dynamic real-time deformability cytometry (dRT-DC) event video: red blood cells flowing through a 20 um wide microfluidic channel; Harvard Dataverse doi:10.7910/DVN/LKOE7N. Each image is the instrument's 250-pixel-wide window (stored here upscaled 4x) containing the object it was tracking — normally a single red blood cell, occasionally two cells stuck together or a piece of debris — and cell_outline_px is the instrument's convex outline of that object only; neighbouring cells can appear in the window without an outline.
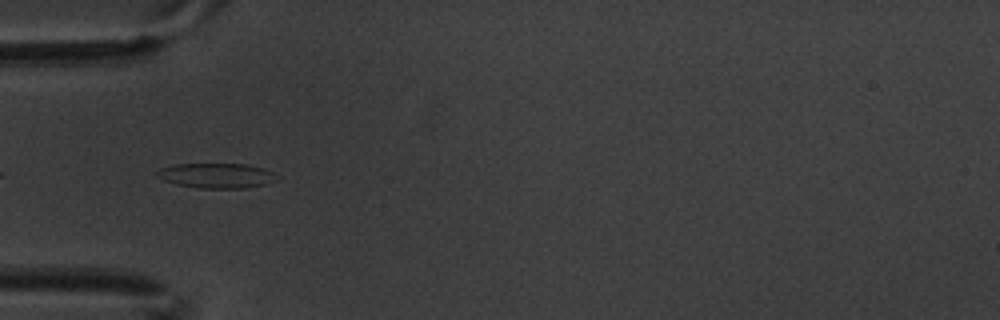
{"species": "common noctule bat (a hibernating species)", "species_latin": "Nyctalus noctula", "temperature_condition": "warm", "stored_images_in_passage": 6, "camera_frame_rate_fps": 3000, "um_per_image_px": 0.085, "animal": {"sex": "male", "body_mass_g": 20.1, "forearm_length_mm": 53.5}, "frame": {"image": 1, "passage_image": 5, "time_ms": 1.333, "image_size_px": [1000, 320], "cell_outline_px": [[272, 176], [264, 184], [244, 188], [200, 188], [176, 184], [164, 180], [156, 176], [156, 172], [160, 168], [172, 164], [248, 164], [264, 168], [272, 172]], "centroid_in_image_um": [18.27, 14.91], "position_along_channel_um": 66.7, "area_um2": 16.99}}